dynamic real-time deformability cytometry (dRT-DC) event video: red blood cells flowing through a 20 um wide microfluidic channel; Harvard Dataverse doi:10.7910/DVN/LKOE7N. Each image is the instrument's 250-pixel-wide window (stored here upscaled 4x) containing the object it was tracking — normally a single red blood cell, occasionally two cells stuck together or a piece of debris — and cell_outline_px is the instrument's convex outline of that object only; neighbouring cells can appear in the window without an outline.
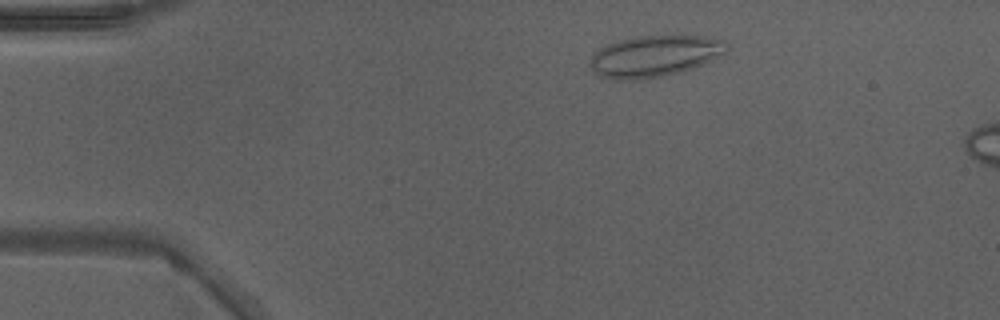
{"species": "Egyptian fruit bat (a non-hibernating species)", "species_latin": "Rousettus aegyptiacus", "temperature_condition": "warm", "stored_images_in_passage": 13, "camera_frame_rate_fps": 3000, "um_per_image_px": 0.085, "animal": {"sex": "male"}, "frame": {"image": 1, "passage_image": 6, "time_ms": 1.667, "image_size_px": [1000, 320], "cell_outline_px": [[728, 48], [724, 52], [692, 68], [680, 72], [660, 76], [632, 80], [620, 80], [600, 76], [588, 64], [592, 56], [600, 48], [608, 44], [620, 40], [640, 36], [700, 36], [724, 40], [728, 44]], "centroid_in_image_um": [55.6, 4.76], "position_along_channel_um": 29.4, "area_um2": 32.19}}